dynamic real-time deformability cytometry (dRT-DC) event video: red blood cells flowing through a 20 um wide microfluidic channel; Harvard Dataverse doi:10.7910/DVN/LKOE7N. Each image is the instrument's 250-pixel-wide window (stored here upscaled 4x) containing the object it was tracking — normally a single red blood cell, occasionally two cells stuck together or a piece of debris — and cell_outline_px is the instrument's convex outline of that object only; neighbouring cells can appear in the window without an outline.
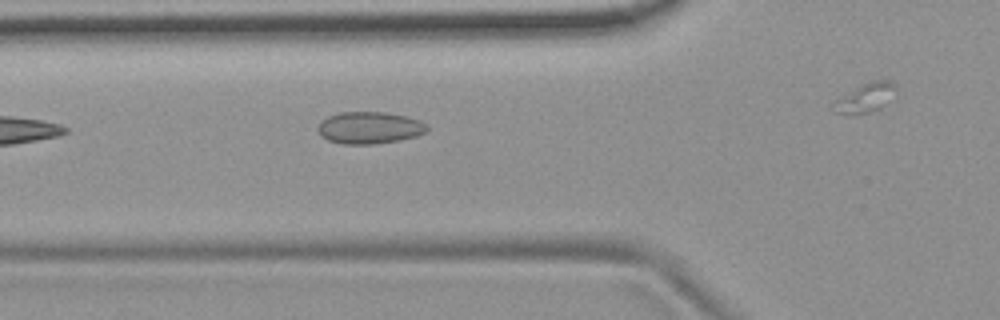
{"species": "common noctule bat (a hibernating species)", "species_latin": "Nyctalus noctula", "temperature_condition": "room temperature", "stored_images_in_passage": 3, "segment_of_instrument_passage": [1, 2], "camera_frame_rate_fps": 3000, "um_per_image_px": 0.085, "animal": {"sex": "female", "body_mass_g": 19.9}, "frame": {"image": 1, "passage_image": 2, "time_ms": 0.333, "image_size_px": [1000, 320], "cell_outline_px": [[428, 128], [424, 132], [416, 136], [400, 140], [376, 144], [344, 144], [328, 140], [320, 136], [316, 128], [328, 116], [340, 112], [384, 112], [408, 116], [420, 120], [428, 124]], "centroid_in_image_um": [31.42, 10.86], "position_along_channel_um": 94.4, "area_um2": 20.46}}